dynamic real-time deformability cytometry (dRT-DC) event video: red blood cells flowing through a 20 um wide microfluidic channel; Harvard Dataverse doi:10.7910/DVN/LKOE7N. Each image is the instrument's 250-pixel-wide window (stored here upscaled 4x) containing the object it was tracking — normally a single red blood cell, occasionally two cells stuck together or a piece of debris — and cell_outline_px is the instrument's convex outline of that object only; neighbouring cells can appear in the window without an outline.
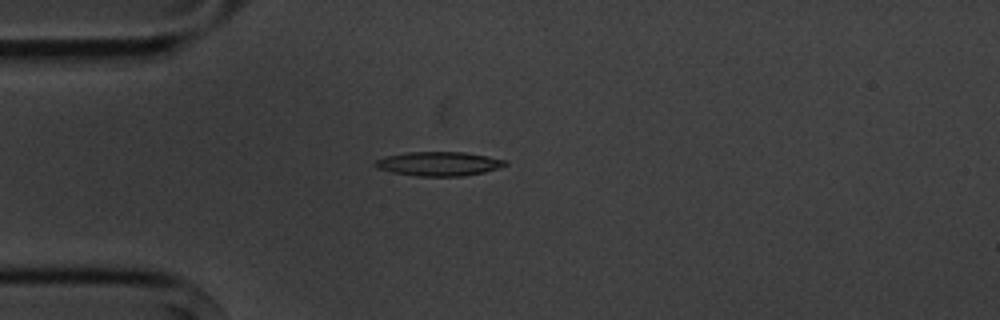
{"species": "common noctule bat (a hibernating species)", "species_latin": "Nyctalus noctula", "temperature_condition": "cold", "stored_images_in_passage": 1, "camera_frame_rate_fps": 3000, "um_per_image_px": 0.085, "animal": {"sex": "male", "body_mass_g": 20.1, "forearm_length_mm": 53.5}, "frame": {"image": 1, "passage_image": 1, "time_ms": 0.0, "image_size_px": [1000, 320], "cell_outline_px": [[508, 164], [484, 172], [464, 176], [416, 176], [392, 172], [376, 168], [372, 164], [376, 160], [384, 156], [408, 152], [464, 152], [488, 156], [508, 160]], "centroid_in_image_um": [37.27, 13.92], "position_along_channel_um": 47.7, "area_um2": 18.38}}